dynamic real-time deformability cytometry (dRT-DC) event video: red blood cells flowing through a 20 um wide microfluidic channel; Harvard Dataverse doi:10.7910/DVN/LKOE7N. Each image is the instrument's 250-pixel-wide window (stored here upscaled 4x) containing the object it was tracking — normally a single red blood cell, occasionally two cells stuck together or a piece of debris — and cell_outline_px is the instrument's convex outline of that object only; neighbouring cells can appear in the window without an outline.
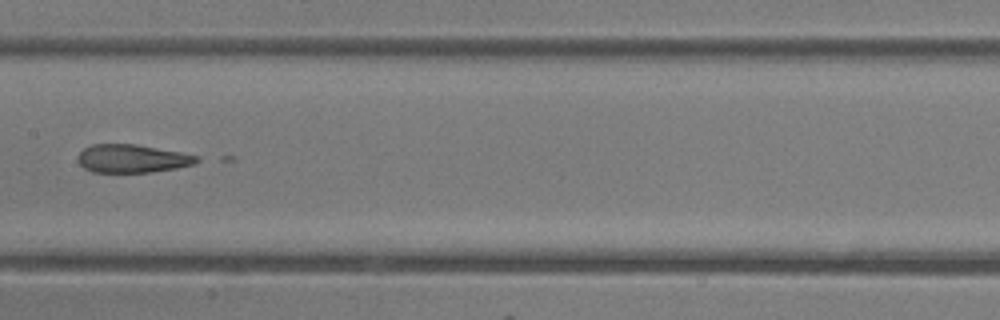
{"species": "common noctule bat (a hibernating species)", "species_latin": "Nyctalus noctula", "temperature_condition": "room temperature", "stored_images_in_passage": 16, "camera_frame_rate_fps": 3000, "um_per_image_px": 0.085, "animal": {"sex": "female"}, "frame": {"image": 1, "passage_image": 12, "time_ms": 3.667, "image_size_px": [1000, 320], "cell_outline_px": [[204, 160], [196, 164], [176, 168], [152, 172], [92, 172], [84, 168], [80, 164], [80, 152], [84, 148], [92, 144], [136, 144], [180, 152], [200, 156]], "centroid_in_image_um": [11.32, 13.48], "position_along_channel_um": 196.1, "area_um2": 19.59}}